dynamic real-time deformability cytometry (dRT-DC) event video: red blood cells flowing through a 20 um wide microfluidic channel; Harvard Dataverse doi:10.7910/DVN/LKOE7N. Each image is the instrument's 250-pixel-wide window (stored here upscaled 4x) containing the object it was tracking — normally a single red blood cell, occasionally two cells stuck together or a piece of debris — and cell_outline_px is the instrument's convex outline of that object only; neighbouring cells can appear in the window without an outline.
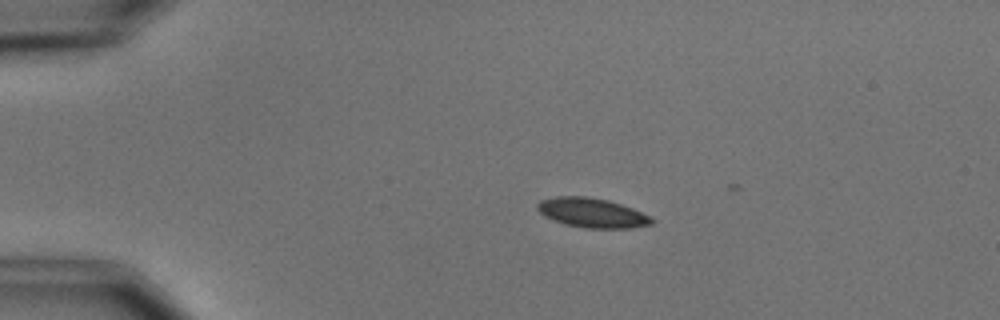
{"species": "common noctule bat (a hibernating species)", "species_latin": "Nyctalus noctula", "temperature_condition": "cold", "stored_images_in_passage": 3, "camera_frame_rate_fps": 3000, "um_per_image_px": 0.085, "animal": {"sex": "male", "body_mass_g": 15.6}, "frame": {"image": 1, "passage_image": 2, "time_ms": 1.333, "image_size_px": [1000, 320], "cell_outline_px": [[656, 220], [652, 224], [632, 228], [584, 228], [564, 224], [544, 216], [536, 208], [536, 204], [540, 200], [556, 196], [584, 196], [608, 200], [632, 208]], "centroid_in_image_um": [50.3, 18.09], "position_along_channel_um": 34.7, "area_um2": 19.65}}